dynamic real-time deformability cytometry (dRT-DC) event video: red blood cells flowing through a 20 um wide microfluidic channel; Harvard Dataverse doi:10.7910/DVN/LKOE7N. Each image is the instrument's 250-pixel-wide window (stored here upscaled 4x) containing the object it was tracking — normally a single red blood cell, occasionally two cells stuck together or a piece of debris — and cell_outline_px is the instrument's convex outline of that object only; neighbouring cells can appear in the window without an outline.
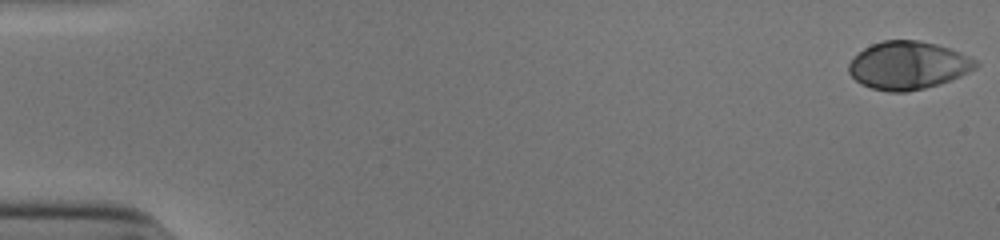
{"species": "human", "species_latin": "Homo sapiens", "temperature_condition": "cold", "stored_images_in_passage": 47, "camera_frame_rate_fps": 3000, "um_per_image_px": 0.085, "donor": {"sex": "male"}, "frame": {"image": 1, "passage_image": 1, "time_ms": 0.0, "image_size_px": [1000, 240], "cell_outline_px": [[980, 64], [976, 68], [960, 76], [940, 84], [908, 92], [888, 92], [872, 88], [860, 84], [848, 72], [848, 64], [864, 48], [872, 44], [884, 40], [920, 40], [936, 44], [960, 52], [976, 60]], "centroid_in_image_um": [77.19, 5.56], "position_along_channel_um": 7.8, "area_um2": 35.43}}
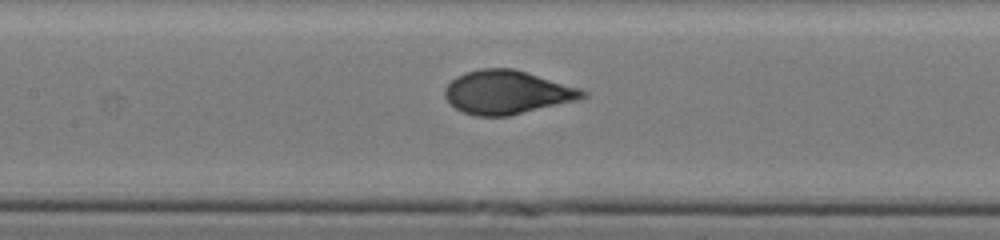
{"frame": {"image": 2, "passage_image": 26, "time_ms": 8.333, "image_size_px": [1000, 240], "cell_outline_px": [[588, 96], [580, 100], [508, 116], [476, 116], [464, 112], [456, 108], [444, 96], [444, 88], [456, 76], [464, 72], [480, 68], [512, 68], [580, 88], [588, 92]], "centroid_in_image_um": [43.12, 7.84], "position_along_channel_um": 164.3, "area_um2": 35.03}}
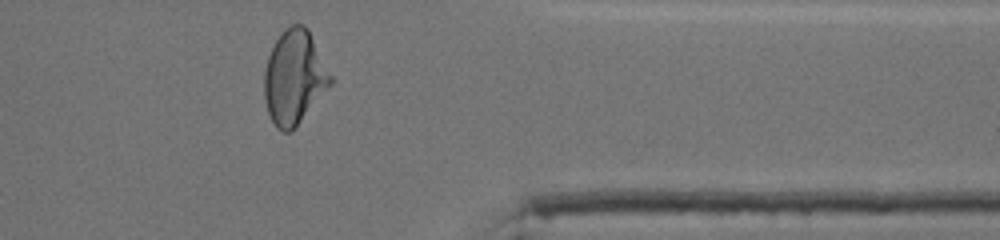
{"frame": {"image": 3, "passage_image": 44, "time_ms": 14.333, "image_size_px": [1000, 240], "cell_outline_px": [[332, 84], [292, 132], [284, 132], [276, 128], [268, 112], [264, 100], [264, 72], [268, 56], [280, 32], [284, 28], [292, 24], [304, 24], [308, 28], [332, 76]], "centroid_in_image_um": [25.01, 6.57], "position_along_channel_um": 386.4, "area_um2": 36.47}, "authors_computed_cell_mechanics": {"area_um2": 35.0846, "velocity_mm_per_s": 3.8939, "shape_relaxation_time_tau1_ms": 3.7362, "shape_relaxation_time_tau2_ms": null, "deformation_change_tau1": 0.193, "deformation_change_tau2": null}}